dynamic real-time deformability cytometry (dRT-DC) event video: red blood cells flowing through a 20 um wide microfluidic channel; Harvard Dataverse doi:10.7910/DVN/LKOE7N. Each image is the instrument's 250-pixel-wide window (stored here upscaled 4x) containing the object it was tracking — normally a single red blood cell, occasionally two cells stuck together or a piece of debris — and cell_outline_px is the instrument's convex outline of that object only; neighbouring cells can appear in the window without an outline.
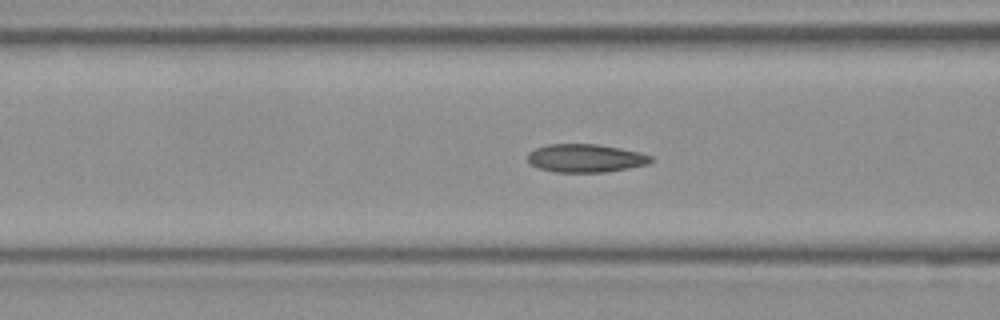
{"species": "Egyptian fruit bat (a non-hibernating species)", "species_latin": "Rousettus aegyptiacus", "temperature_condition": "room temperature", "stored_images_in_passage": 46, "camera_frame_rate_fps": 3000, "um_per_image_px": 0.085, "frame": {"image": 1, "passage_image": 14, "time_ms": 4.333, "image_size_px": [1000, 320], "cell_outline_px": [[652, 160], [648, 164], [628, 168], [604, 172], [556, 172], [540, 168], [532, 164], [528, 160], [528, 152], [536, 148], [548, 144], [596, 144], [620, 148], [640, 152], [652, 156]], "centroid_in_image_um": [49.78, 13.44], "position_along_channel_um": 116.8, "area_um2": 20.11}}
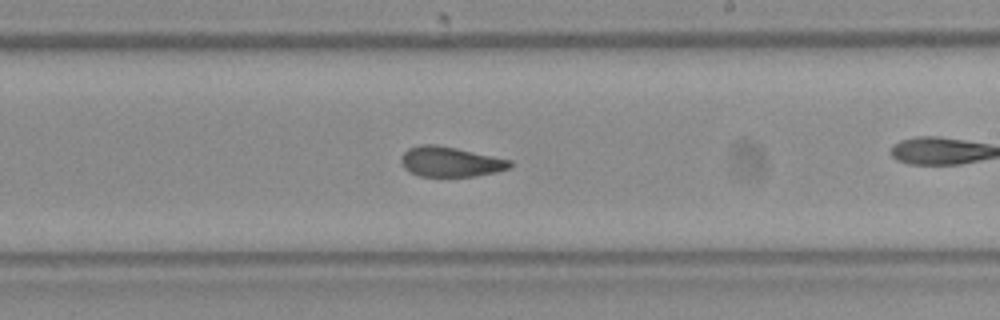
{"frame": {"image": 2, "passage_image": 24, "time_ms": 7.667, "image_size_px": [1000, 320], "cell_outline_px": [[512, 168], [496, 172], [476, 176], [420, 176], [404, 168], [400, 160], [400, 156], [408, 148], [420, 144], [436, 144], [456, 148], [512, 160]], "centroid_in_image_um": [38.29, 13.74], "position_along_channel_um": 250.7, "area_um2": 19.13}}
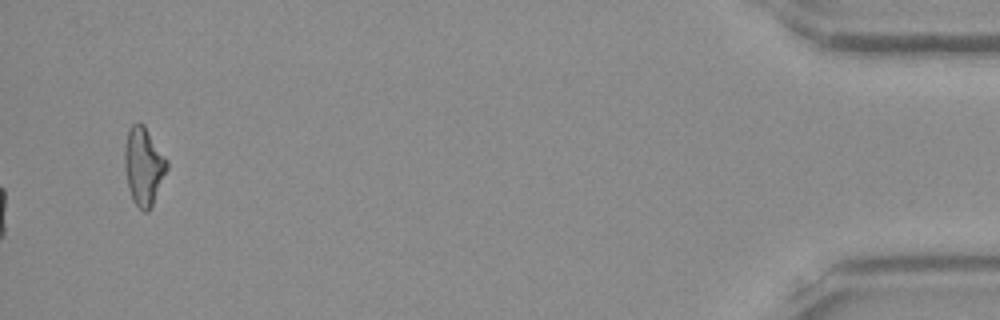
{"frame": {"image": 3, "passage_image": 46, "time_ms": 15.0, "image_size_px": [1000, 320], "cell_outline_px": [[168, 168], [152, 204], [148, 212], [144, 212], [132, 200], [128, 188], [124, 168], [124, 144], [128, 128], [132, 124], [144, 124], [168, 160]], "centroid_in_image_um": [12.19, 14.1], "position_along_channel_um": 423.0, "area_um2": 19.31}, "authors_computed_cell_mechanics": {"area_um2": 19.7676, "velocity_mm_per_s": 4.0073, "shape_relaxation_time_tau1_ms": 7.8095, "shape_relaxation_time_tau2_ms": 1.7074, "deformation_change_tau1": 0.1708, "deformation_change_tau2": 0.0726}}